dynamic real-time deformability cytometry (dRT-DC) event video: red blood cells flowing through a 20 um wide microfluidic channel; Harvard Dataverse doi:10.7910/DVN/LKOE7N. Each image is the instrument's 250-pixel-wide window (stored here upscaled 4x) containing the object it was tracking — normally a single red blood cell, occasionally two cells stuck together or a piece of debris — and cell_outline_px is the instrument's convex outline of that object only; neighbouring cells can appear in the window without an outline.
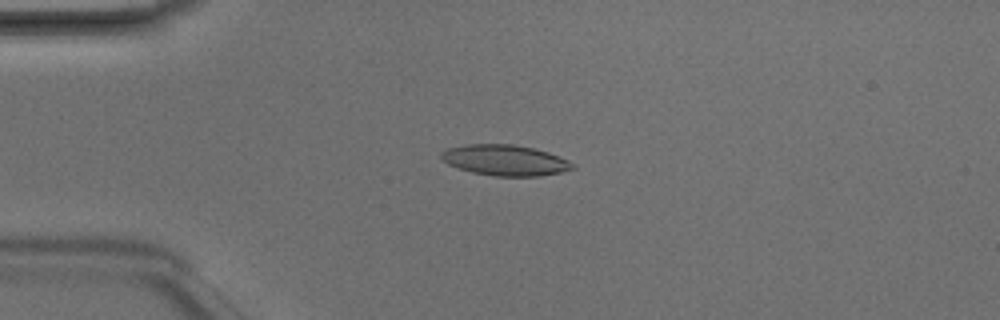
{"species": "Egyptian fruit bat (a non-hibernating species)", "species_latin": "Rousettus aegyptiacus", "temperature_condition": "room temperature", "stored_images_in_passage": 5, "camera_frame_rate_fps": 3000, "um_per_image_px": 0.085, "animal": {"sex": "male"}, "frame": {"image": 1, "passage_image": 3, "time_ms": 0.667, "image_size_px": [1000, 320], "cell_outline_px": [[576, 168], [560, 172], [540, 176], [492, 176], [472, 172], [448, 164], [440, 156], [440, 152], [448, 148], [468, 144], [512, 144], [532, 148], [548, 152], [568, 160], [576, 164]], "centroid_in_image_um": [42.95, 13.62], "position_along_channel_um": 42.0, "area_um2": 23.47}}
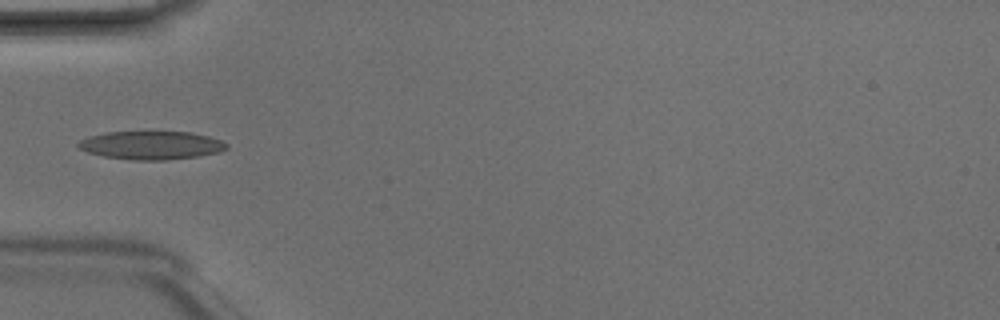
{"frame": {"image": 2, "passage_image": 4, "time_ms": 1.0, "image_size_px": [1000, 320], "cell_outline_px": [[228, 148], [220, 152], [196, 156], [164, 160], [132, 160], [104, 156], [88, 152], [80, 148], [76, 144], [80, 140], [88, 136], [108, 132], [188, 132], [208, 136], [220, 140], [228, 144]], "centroid_in_image_um": [12.85, 12.35], "position_along_channel_um": 72.1, "area_um2": 24.28}}